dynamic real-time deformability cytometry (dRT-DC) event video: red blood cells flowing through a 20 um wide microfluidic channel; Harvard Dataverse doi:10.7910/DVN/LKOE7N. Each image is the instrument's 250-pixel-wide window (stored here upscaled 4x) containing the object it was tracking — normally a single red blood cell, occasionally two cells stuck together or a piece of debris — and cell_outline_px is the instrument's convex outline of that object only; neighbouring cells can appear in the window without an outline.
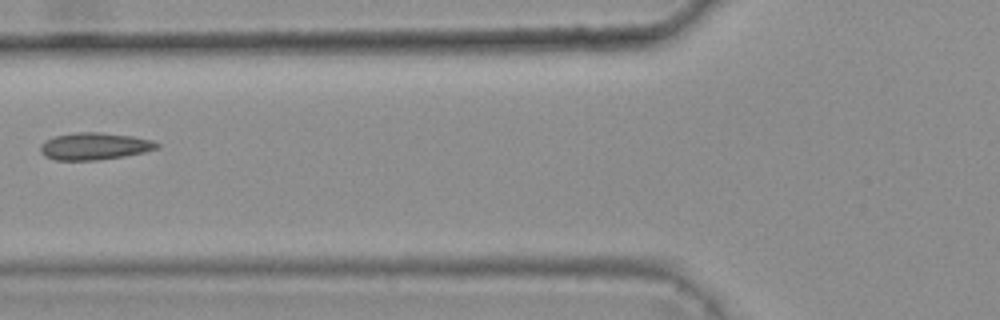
{"species": "common noctule bat (a hibernating species)", "species_latin": "Nyctalus noctula", "temperature_condition": "warm", "stored_images_in_passage": 4, "camera_frame_rate_fps": 3000, "um_per_image_px": 0.085, "animal": {"sex": "female", "body_mass_g": 25.1}, "frame": {"image": 1, "passage_image": 3, "time_ms": 0.667, "image_size_px": [1000, 320], "cell_outline_px": [[160, 148], [144, 152], [124, 156], [96, 160], [56, 160], [44, 156], [40, 152], [40, 144], [44, 140], [56, 136], [76, 132], [100, 132], [132, 136], [152, 140], [160, 144]], "centroid_in_image_um": [8.02, 12.43], "position_along_channel_um": 117.8, "area_um2": 18.5}}
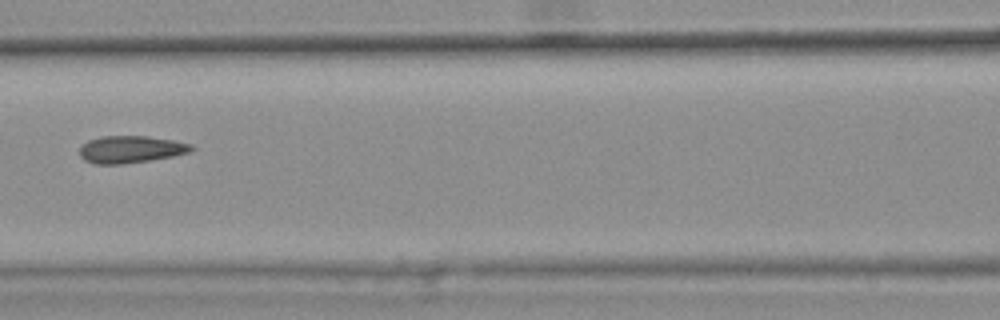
{"frame": {"image": 2, "passage_image": 4, "time_ms": 1.0, "image_size_px": [1000, 320], "cell_outline_px": [[196, 148], [188, 152], [172, 156], [148, 160], [120, 164], [92, 164], [84, 160], [80, 156], [80, 148], [88, 140], [104, 136], [148, 136], [172, 140], [192, 144]], "centroid_in_image_um": [11.1, 12.69], "position_along_channel_um": 155.5, "area_um2": 17.57}}